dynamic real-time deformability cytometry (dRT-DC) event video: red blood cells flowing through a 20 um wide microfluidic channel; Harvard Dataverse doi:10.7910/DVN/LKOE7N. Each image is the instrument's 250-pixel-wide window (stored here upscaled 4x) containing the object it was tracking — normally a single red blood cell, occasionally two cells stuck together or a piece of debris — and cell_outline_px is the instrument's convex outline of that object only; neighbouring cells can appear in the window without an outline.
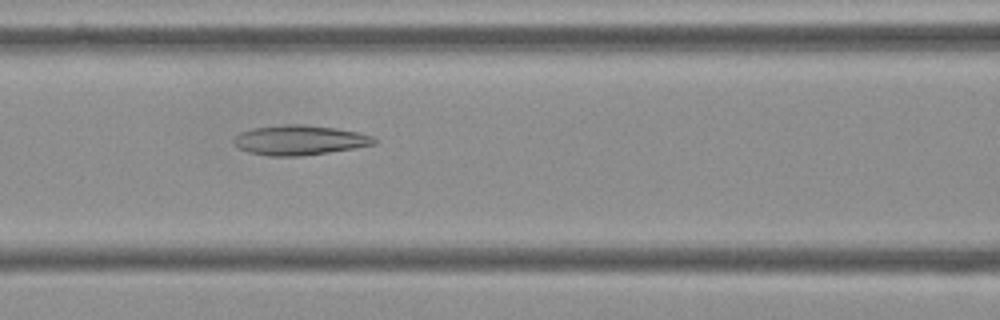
{"species": "Egyptian fruit bat (a non-hibernating species)", "species_latin": "Rousettus aegyptiacus", "temperature_condition": "cold", "stored_images_in_passage": 55, "camera_frame_rate_fps": 3000, "um_per_image_px": 0.085, "frame": {"image": 1, "passage_image": 23, "time_ms": 7.333, "image_size_px": [1000, 320], "cell_outline_px": [[376, 144], [328, 152], [300, 156], [268, 156], [248, 152], [240, 148], [232, 140], [240, 132], [252, 128], [284, 124], [304, 124], [336, 128], [360, 132], [372, 136], [376, 140]], "centroid_in_image_um": [25.46, 11.9], "position_along_channel_um": 141.1, "area_um2": 24.33}}
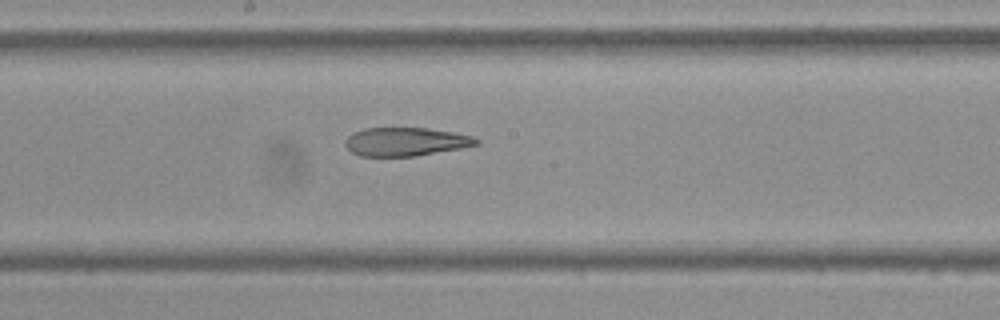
{"frame": {"image": 2, "passage_image": 29, "time_ms": 9.333, "image_size_px": [1000, 320], "cell_outline_px": [[480, 144], [460, 148], [416, 156], [360, 156], [352, 152], [344, 144], [344, 140], [348, 136], [364, 128], [428, 128], [452, 132], [472, 136], [480, 140]], "centroid_in_image_um": [34.48, 12.04], "position_along_channel_um": 213.7, "area_um2": 21.68}}
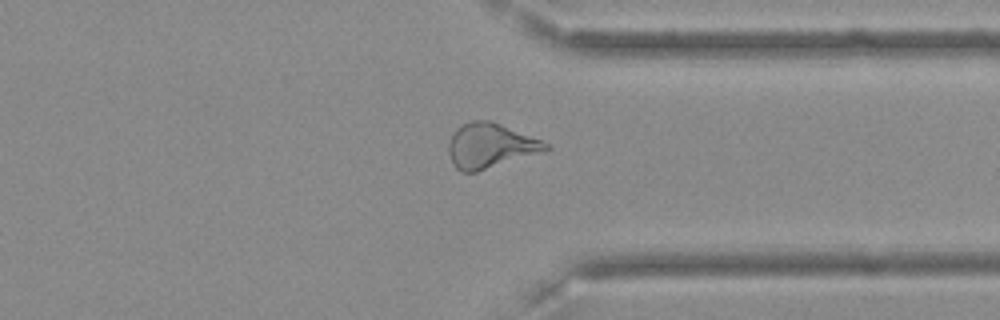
{"frame": {"image": 3, "passage_image": 42, "time_ms": 13.667, "image_size_px": [1000, 320], "cell_outline_px": [[552, 148], [548, 152], [476, 172], [460, 172], [452, 164], [448, 152], [448, 144], [456, 128], [472, 120], [492, 120], [552, 144]], "centroid_in_image_um": [41.75, 12.4], "position_along_channel_um": 369.6, "area_um2": 26.01}, "authors_computed_cell_mechanics": {"area_um2": 26.0678, "velocity_mm_per_s": 3.6336, "shape_relaxation_time_tau1_ms": null, "shape_relaxation_time_tau2_ms": 6.8123, "deformation_change_tau1": null, "deformation_change_tau2": 0.1917}}